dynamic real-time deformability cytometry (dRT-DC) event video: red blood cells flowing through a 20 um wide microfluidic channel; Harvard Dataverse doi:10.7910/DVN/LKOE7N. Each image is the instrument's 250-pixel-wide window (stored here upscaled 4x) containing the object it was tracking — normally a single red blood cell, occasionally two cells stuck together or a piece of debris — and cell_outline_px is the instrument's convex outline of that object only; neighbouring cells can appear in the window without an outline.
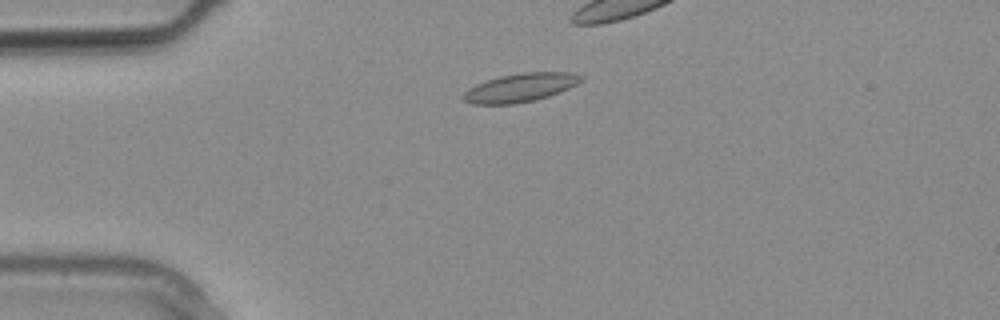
{"species": "common noctule bat (a hibernating species)", "species_latin": "Nyctalus noctula", "temperature_condition": "warm", "stored_images_in_passage": 10, "camera_frame_rate_fps": 3000, "um_per_image_px": 0.085, "animal": {"sex": "male", "body_mass_g": 20.4}, "frame": {"image": 1, "passage_image": 4, "time_ms": 1.0, "image_size_px": [1000, 320], "cell_outline_px": [[584, 80], [560, 92], [548, 96], [516, 104], [472, 104], [464, 100], [460, 96], [468, 88], [476, 84], [500, 76], [524, 72], [568, 72], [584, 76]], "centroid_in_image_um": [44.21, 7.45], "position_along_channel_um": 40.8, "area_um2": 19.54}}